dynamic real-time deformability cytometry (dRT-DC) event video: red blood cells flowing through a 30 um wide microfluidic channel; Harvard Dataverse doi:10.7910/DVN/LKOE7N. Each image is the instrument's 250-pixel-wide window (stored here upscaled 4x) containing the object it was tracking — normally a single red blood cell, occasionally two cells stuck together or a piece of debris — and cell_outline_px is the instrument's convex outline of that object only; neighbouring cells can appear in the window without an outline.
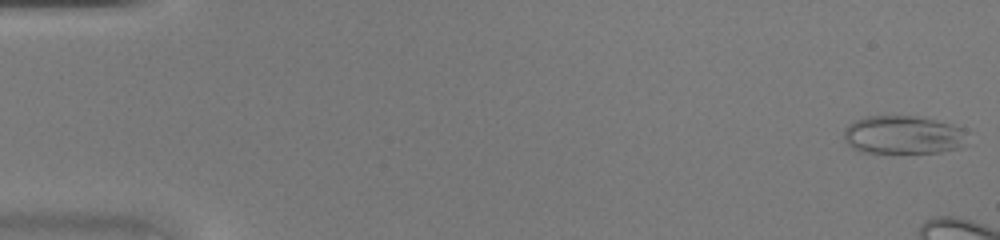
{"species": "common noctule bat (a hibernating species)", "species_latin": "Nyctalus noctula", "temperature_condition": "warm", "stored_images_in_passage": 8, "camera_frame_rate_fps": 3000, "um_per_image_px": 0.085, "animal": {"sex": "female", "body_mass_g": 20.0, "forearm_length_mm": 54.0}, "frame": {"image": 1, "passage_image": 1, "time_ms": 0.0, "image_size_px": [1000, 240], "cell_outline_px": [[964, 128], [960, 148], [940, 152], [860, 152], [852, 148], [844, 140], [844, 128], [848, 124], [856, 120], [868, 116], [912, 116], [952, 124]], "centroid_in_image_um": [76.68, 11.46], "position_along_channel_um": 8.3, "area_um2": 27.11}}